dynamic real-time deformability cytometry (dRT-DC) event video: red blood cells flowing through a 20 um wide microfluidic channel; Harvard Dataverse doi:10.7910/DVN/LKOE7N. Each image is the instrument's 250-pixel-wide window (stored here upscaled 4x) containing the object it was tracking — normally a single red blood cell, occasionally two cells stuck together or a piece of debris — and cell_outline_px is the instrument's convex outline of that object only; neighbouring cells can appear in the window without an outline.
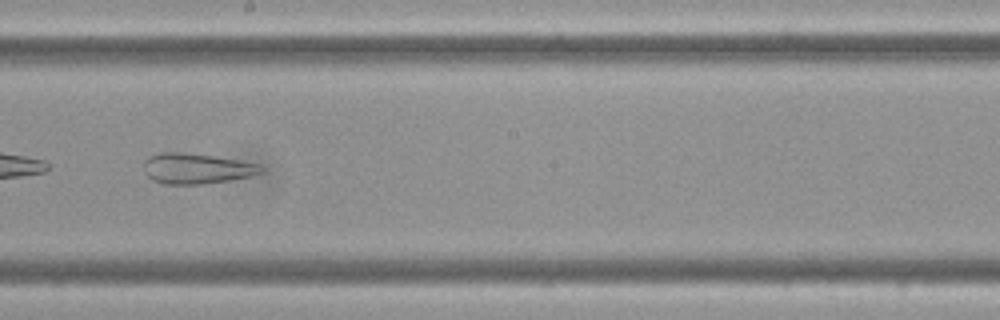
{"species": "Egyptian fruit bat (a non-hibernating species)", "species_latin": "Rousettus aegyptiacus", "temperature_condition": "cold", "stored_images_in_passage": 55, "camera_frame_rate_fps": 3000, "um_per_image_px": 0.085, "frame": {"image": 1, "passage_image": 32, "time_ms": 10.333, "image_size_px": [1000, 320], "cell_outline_px": [[264, 172], [252, 176], [228, 180], [200, 184], [164, 184], [152, 180], [144, 172], [144, 160], [160, 152], [184, 152], [212, 156], [260, 164], [264, 168]], "centroid_in_image_um": [16.71, 14.33], "position_along_channel_um": 231.5, "area_um2": 20.75}}